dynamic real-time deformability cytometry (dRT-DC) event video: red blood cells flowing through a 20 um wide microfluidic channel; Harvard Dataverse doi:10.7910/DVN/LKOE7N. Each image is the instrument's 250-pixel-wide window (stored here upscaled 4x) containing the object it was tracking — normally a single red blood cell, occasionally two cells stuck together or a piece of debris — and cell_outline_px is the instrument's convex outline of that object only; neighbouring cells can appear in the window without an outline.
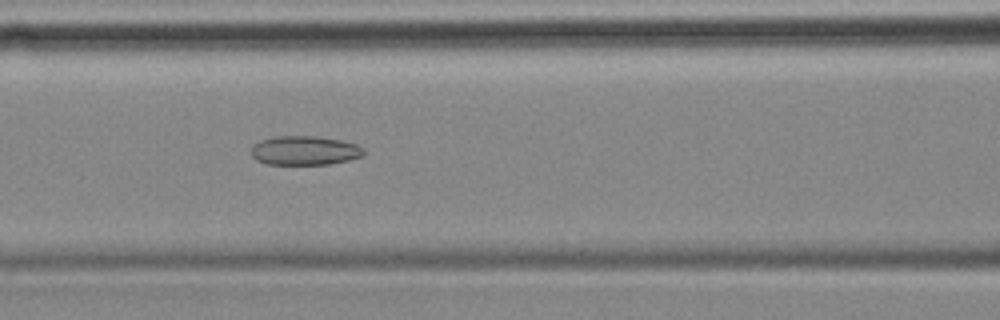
{"species": "common noctule bat (a hibernating species)", "species_latin": "Nyctalus noctula", "temperature_condition": "cold", "stored_images_in_passage": 55, "camera_frame_rate_fps": 3000, "um_per_image_px": 0.085, "animal": {"sex": "female", "body_mass_g": 18.4}, "frame": {"image": 1, "passage_image": 23, "time_ms": 7.333, "image_size_px": [1000, 320], "cell_outline_px": [[364, 156], [348, 160], [328, 164], [268, 164], [256, 160], [252, 156], [252, 144], [260, 140], [276, 136], [316, 136], [340, 140], [356, 144], [364, 148]], "centroid_in_image_um": [25.89, 12.79], "position_along_channel_um": 140.7, "area_um2": 19.13}}
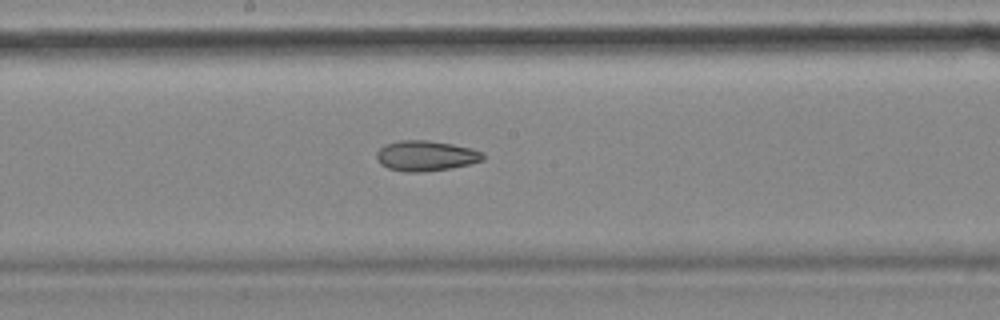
{"frame": {"image": 2, "passage_image": 29, "time_ms": 9.333, "image_size_px": [1000, 320], "cell_outline_px": [[484, 160], [452, 168], [420, 172], [408, 172], [388, 168], [380, 164], [376, 156], [376, 152], [384, 144], [400, 140], [428, 140], [452, 144], [472, 148], [484, 152]], "centroid_in_image_um": [36.2, 13.23], "position_along_channel_um": 212.0, "area_um2": 18.9}}
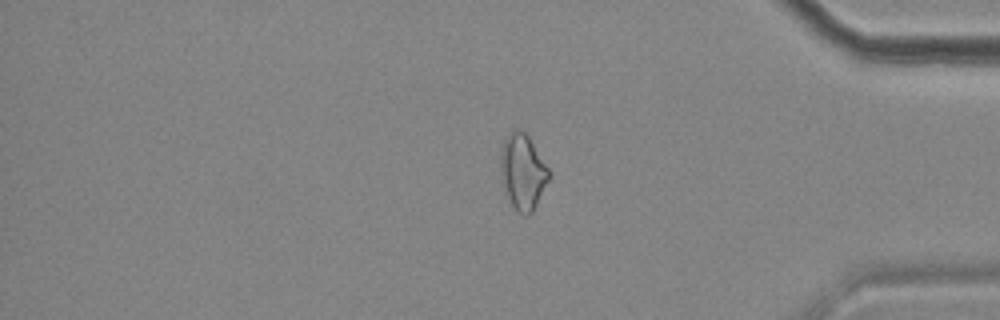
{"frame": {"image": 3, "passage_image": 46, "time_ms": 15.0, "image_size_px": [1000, 320], "cell_outline_px": [[552, 176], [532, 212], [524, 216], [516, 212], [508, 196], [504, 184], [500, 168], [500, 148], [504, 140], [512, 128], [520, 128], [528, 136], [552, 172]], "centroid_in_image_um": [44.46, 14.57], "position_along_channel_um": 390.7, "area_um2": 21.5}, "authors_computed_cell_mechanics": {"area_um2": 22.0796, "velocity_mm_per_s": 3.5804, "shape_relaxation_time_tau1_ms": null, "shape_relaxation_time_tau2_ms": 5.6736, "deformation_change_tau1": null, "deformation_change_tau2": 0.1233}}